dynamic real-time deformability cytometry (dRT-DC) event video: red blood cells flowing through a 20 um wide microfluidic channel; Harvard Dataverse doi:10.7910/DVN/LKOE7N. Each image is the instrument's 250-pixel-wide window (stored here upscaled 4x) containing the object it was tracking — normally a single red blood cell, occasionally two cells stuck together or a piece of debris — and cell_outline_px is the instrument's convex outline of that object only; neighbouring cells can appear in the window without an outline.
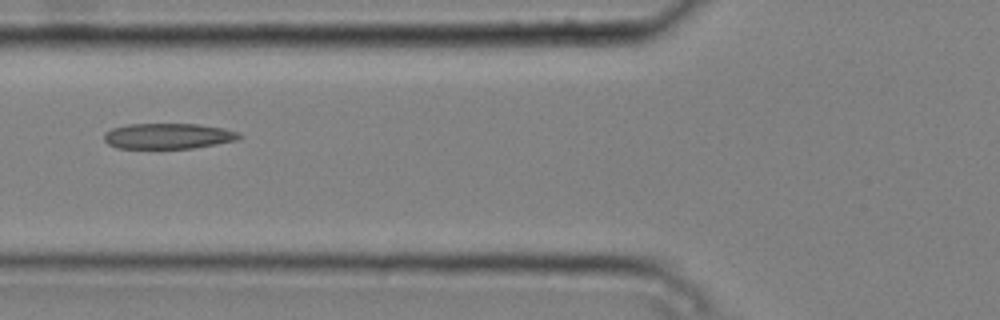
{"species": "common noctule bat (a hibernating species)", "species_latin": "Nyctalus noctula", "temperature_condition": "cold", "stored_images_in_passage": 2, "camera_frame_rate_fps": 3000, "um_per_image_px": 0.085, "animal": {"sex": "male", "body_mass_g": 20.4}, "frame": {"image": 1, "passage_image": 2, "time_ms": 0.333, "image_size_px": [1000, 320], "cell_outline_px": [[244, 136], [236, 140], [216, 144], [192, 148], [116, 148], [108, 144], [104, 140], [104, 132], [112, 128], [128, 124], [196, 124], [224, 128], [240, 132]], "centroid_in_image_um": [14.29, 11.56], "position_along_channel_um": 111.5, "area_um2": 20.23}}